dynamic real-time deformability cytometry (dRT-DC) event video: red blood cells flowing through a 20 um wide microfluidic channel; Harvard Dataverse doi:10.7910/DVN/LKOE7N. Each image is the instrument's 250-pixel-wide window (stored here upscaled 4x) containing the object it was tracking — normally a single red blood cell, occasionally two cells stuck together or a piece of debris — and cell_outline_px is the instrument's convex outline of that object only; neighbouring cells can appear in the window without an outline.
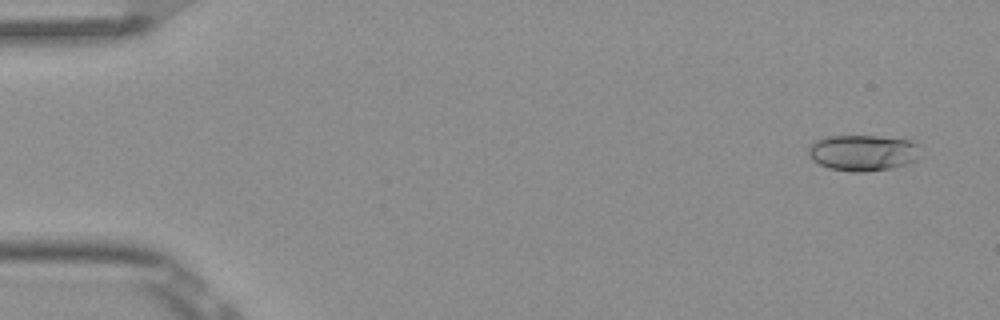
{"species": "Egyptian fruit bat (a non-hibernating species)", "species_latin": "Rousettus aegyptiacus", "temperature_condition": "room temperature", "stored_images_in_passage": 8, "camera_frame_rate_fps": 3000, "um_per_image_px": 0.085, "frame": {"image": 1, "passage_image": 1, "time_ms": 0.0, "image_size_px": [1000, 320], "cell_outline_px": [[916, 160], [908, 164], [892, 168], [864, 172], [852, 172], [828, 168], [812, 160], [808, 156], [808, 148], [816, 140], [828, 136], [876, 136], [912, 140], [916, 144]], "centroid_in_image_um": [73.3, 12.99], "position_along_channel_um": 11.7, "area_um2": 23.41}}
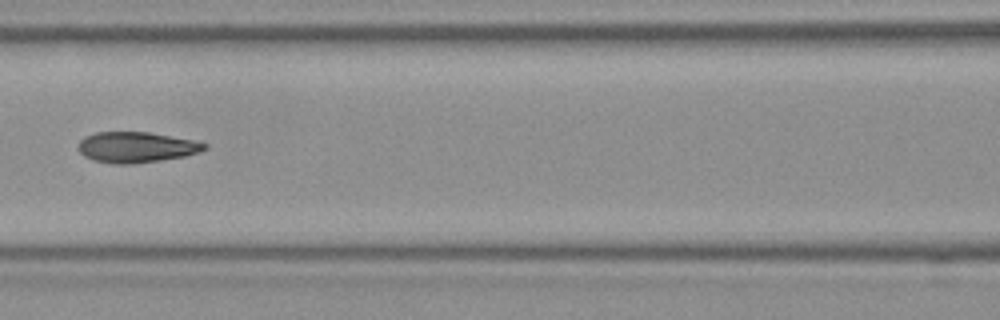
{"frame": {"image": 2, "passage_image": 7, "time_ms": 2.0, "image_size_px": [1000, 320], "cell_outline_px": [[208, 148], [200, 152], [184, 156], [160, 160], [132, 164], [112, 164], [92, 160], [84, 156], [76, 148], [80, 140], [84, 136], [96, 132], [152, 132], [192, 140], [208, 144]], "centroid_in_image_um": [11.55, 12.51], "position_along_channel_um": 155.0, "area_um2": 22.77}}
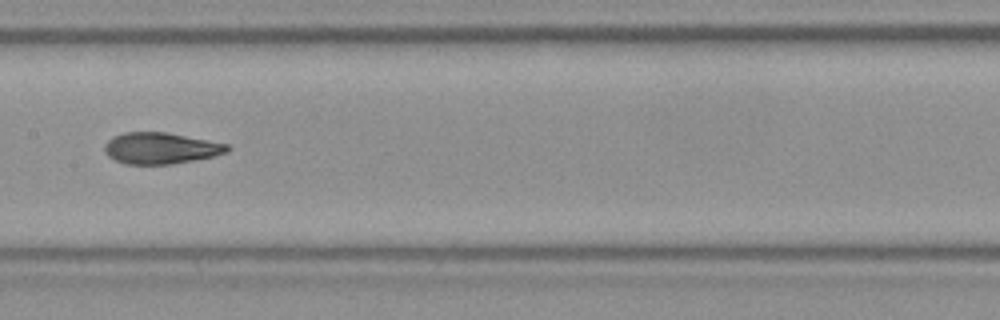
{"frame": {"image": 3, "passage_image": 8, "time_ms": 2.333, "image_size_px": [1000, 320], "cell_outline_px": [[232, 148], [228, 152], [212, 156], [172, 164], [124, 164], [108, 156], [104, 152], [104, 144], [112, 136], [124, 132], [164, 132], [228, 144]], "centroid_in_image_um": [13.62, 12.59], "position_along_channel_um": 193.8, "area_um2": 22.31}}